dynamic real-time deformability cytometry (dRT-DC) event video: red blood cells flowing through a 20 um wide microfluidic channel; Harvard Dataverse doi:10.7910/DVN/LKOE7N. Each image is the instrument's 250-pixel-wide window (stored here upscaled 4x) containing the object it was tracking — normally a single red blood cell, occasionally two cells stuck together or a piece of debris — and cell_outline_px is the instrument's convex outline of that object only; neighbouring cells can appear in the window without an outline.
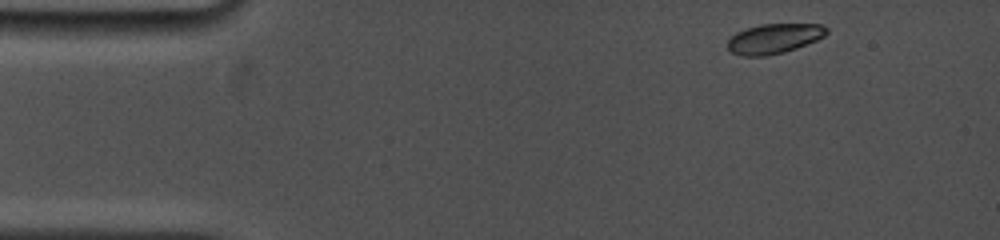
{"species": "common noctule bat (a hibernating species)", "species_latin": "Nyctalus noctula", "temperature_condition": "cold", "stored_images_in_passage": 11, "camera_frame_rate_fps": 5000, "um_per_image_px": 0.085, "animal": {"sex": "female", "body_mass_g": 19.0, "forearm_length_mm": 53.3}, "frame": {"image": 1, "passage_image": 1, "time_ms": 0.0, "image_size_px": [1000, 240], "cell_outline_px": [[828, 32], [824, 36], [816, 40], [796, 48], [784, 52], [764, 56], [740, 56], [732, 52], [728, 48], [728, 36], [736, 32], [760, 24], [820, 24], [828, 28]], "centroid_in_image_um": [65.77, 3.28], "position_along_channel_um": 19.2, "area_um2": 17.22}}
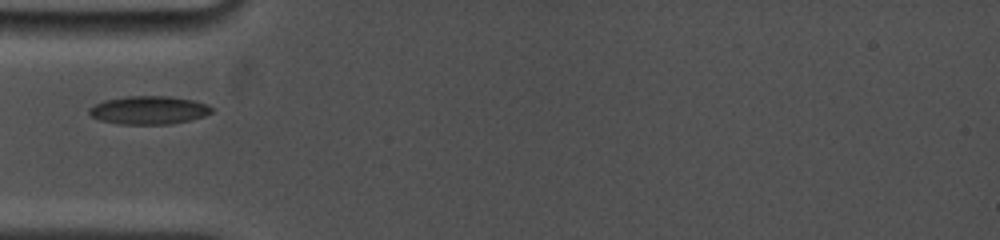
{"frame": {"image": 2, "passage_image": 7, "time_ms": 3.6, "image_size_px": [1000, 240], "cell_outline_px": [[212, 112], [204, 116], [192, 120], [172, 124], [120, 124], [100, 120], [92, 116], [88, 112], [88, 108], [104, 100], [128, 96], [168, 96], [192, 100], [208, 104], [212, 108]], "centroid_in_image_um": [12.66, 9.36], "position_along_channel_um": 72.3, "area_um2": 20.17}}
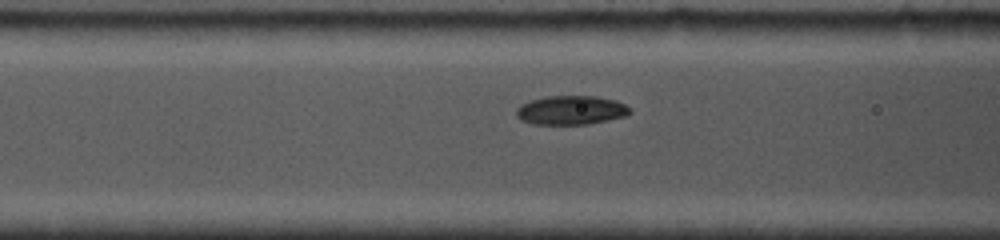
{"frame": {"image": 3, "passage_image": 10, "time_ms": 4.8, "image_size_px": [1000, 240], "cell_outline_px": [[632, 112], [628, 116], [588, 124], [532, 124], [520, 120], [516, 116], [516, 108], [520, 104], [544, 96], [596, 96], [616, 100], [632, 108]], "centroid_in_image_um": [48.55, 9.36], "position_along_channel_um": 118.0, "area_um2": 19.48}}